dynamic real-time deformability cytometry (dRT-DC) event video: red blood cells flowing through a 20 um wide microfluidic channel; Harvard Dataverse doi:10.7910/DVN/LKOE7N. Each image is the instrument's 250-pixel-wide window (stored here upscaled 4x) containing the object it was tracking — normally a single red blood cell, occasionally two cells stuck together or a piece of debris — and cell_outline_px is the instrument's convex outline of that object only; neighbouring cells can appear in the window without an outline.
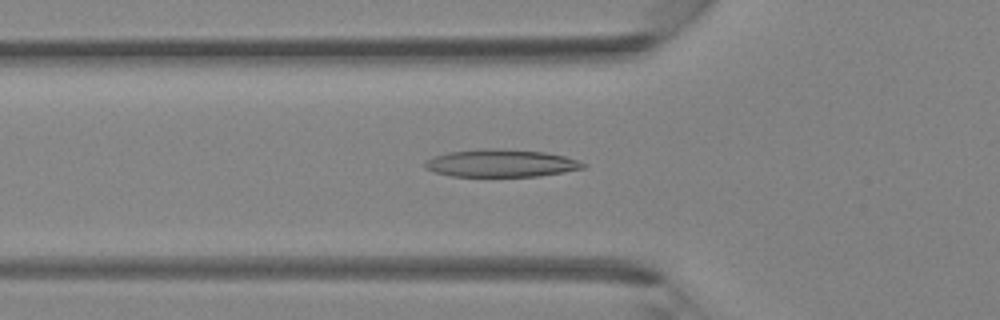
{"species": "Egyptian fruit bat (a non-hibernating species)", "species_latin": "Rousettus aegyptiacus", "temperature_condition": "room temperature", "stored_images_in_passage": 39, "camera_frame_rate_fps": 3000, "um_per_image_px": 0.085, "animal": {"sex": "female"}, "frame": {"image": 1, "passage_image": 13, "time_ms": 4.0, "image_size_px": [1000, 320], "cell_outline_px": [[588, 164], [584, 168], [564, 172], [540, 176], [452, 176], [436, 172], [424, 168], [424, 160], [432, 156], [452, 152], [484, 148], [496, 148], [544, 152], [564, 156], [580, 160]], "centroid_in_image_um": [42.6, 13.87], "position_along_channel_um": 83.2, "area_um2": 25.49}}
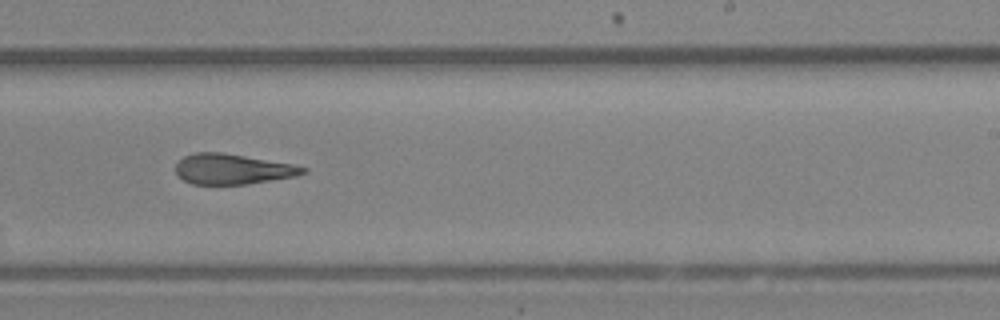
{"frame": {"image": 2, "passage_image": 24, "time_ms": 7.667, "image_size_px": [1000, 320], "cell_outline_px": [[308, 172], [296, 176], [248, 184], [192, 184], [176, 176], [176, 164], [184, 156], [196, 152], [220, 152], [292, 164], [308, 168]], "centroid_in_image_um": [19.76, 14.38], "position_along_channel_um": 269.2, "area_um2": 22.43}}
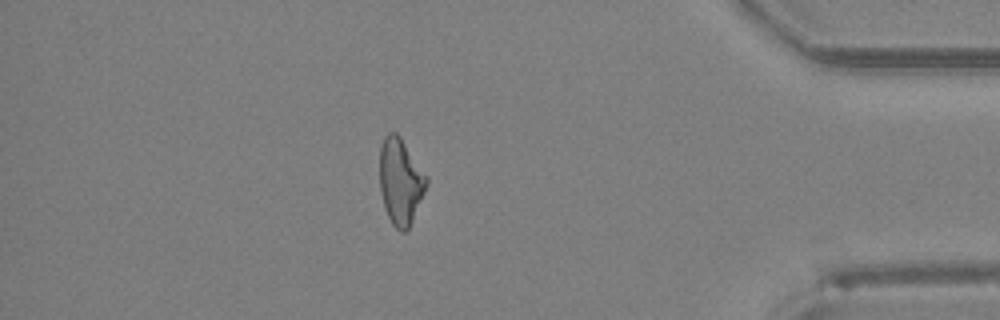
{"frame": {"image": 3, "passage_image": 34, "time_ms": 11.0, "image_size_px": [1000, 320], "cell_outline_px": [[428, 184], [412, 220], [408, 228], [404, 232], [400, 232], [392, 224], [384, 208], [380, 192], [380, 144], [384, 136], [388, 132], [396, 132], [400, 136], [428, 176]], "centroid_in_image_um": [34.03, 15.39], "position_along_channel_um": 401.2, "area_um2": 23.64}}